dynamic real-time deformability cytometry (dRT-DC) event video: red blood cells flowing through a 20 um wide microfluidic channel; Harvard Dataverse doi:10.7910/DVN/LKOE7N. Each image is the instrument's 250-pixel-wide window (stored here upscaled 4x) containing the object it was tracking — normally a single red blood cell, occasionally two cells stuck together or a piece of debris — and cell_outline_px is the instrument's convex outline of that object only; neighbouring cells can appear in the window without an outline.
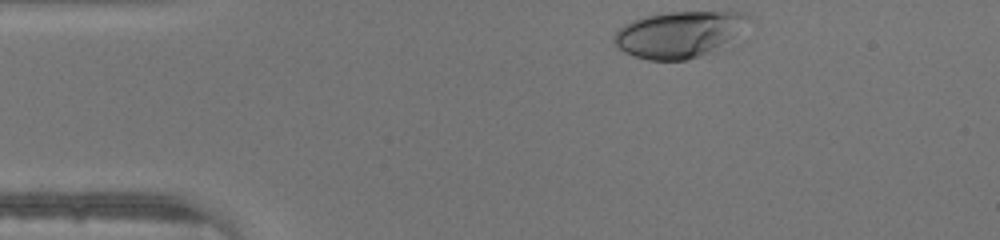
{"species": "human", "species_latin": "Homo sapiens", "temperature_condition": "warm", "stored_images_in_passage": 30, "camera_frame_rate_fps": 3000, "um_per_image_px": 0.085, "donor": {"sex": "male"}, "frame": {"image": 1, "passage_image": 1, "time_ms": 0.0, "image_size_px": [1000, 240], "cell_outline_px": [[748, 16], [732, 36], [708, 52], [688, 60], [648, 60], [624, 52], [612, 40], [616, 32], [624, 24], [632, 20], [648, 16], [668, 12], [748, 12]], "centroid_in_image_um": [57.58, 2.91], "position_along_channel_um": 27.4, "area_um2": 34.8}}
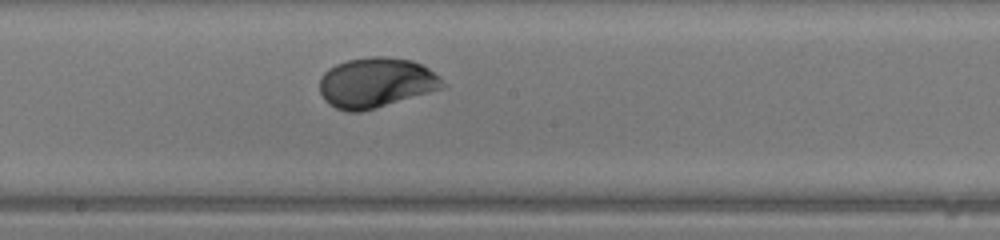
{"frame": {"image": 2, "passage_image": 18, "time_ms": 5.667, "image_size_px": [1000, 240], "cell_outline_px": [[448, 84], [444, 88], [376, 108], [360, 112], [348, 112], [336, 108], [328, 104], [324, 100], [320, 92], [320, 76], [328, 68], [336, 64], [348, 60], [372, 56], [388, 56], [412, 60], [428, 68], [440, 76]], "centroid_in_image_um": [31.97, 7.03], "position_along_channel_um": 216.2, "area_um2": 36.24}}
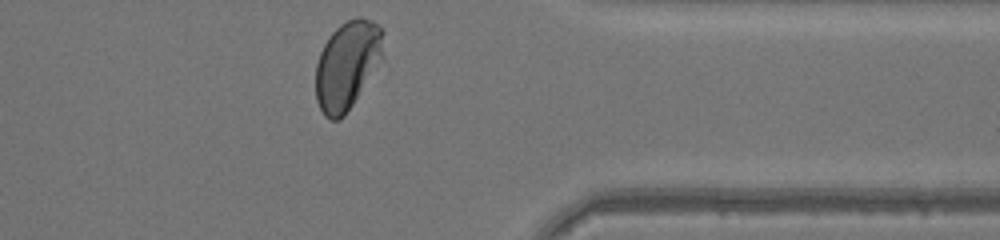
{"frame": {"image": 3, "passage_image": 30, "time_ms": 9.667, "image_size_px": [1000, 240], "cell_outline_px": [[384, 60], [344, 116], [340, 120], [332, 120], [324, 116], [316, 100], [316, 64], [320, 52], [324, 44], [332, 32], [340, 24], [356, 16], [360, 16], [372, 20], [384, 32]], "centroid_in_image_um": [29.55, 5.52], "position_along_channel_um": 381.8, "area_um2": 35.37}}